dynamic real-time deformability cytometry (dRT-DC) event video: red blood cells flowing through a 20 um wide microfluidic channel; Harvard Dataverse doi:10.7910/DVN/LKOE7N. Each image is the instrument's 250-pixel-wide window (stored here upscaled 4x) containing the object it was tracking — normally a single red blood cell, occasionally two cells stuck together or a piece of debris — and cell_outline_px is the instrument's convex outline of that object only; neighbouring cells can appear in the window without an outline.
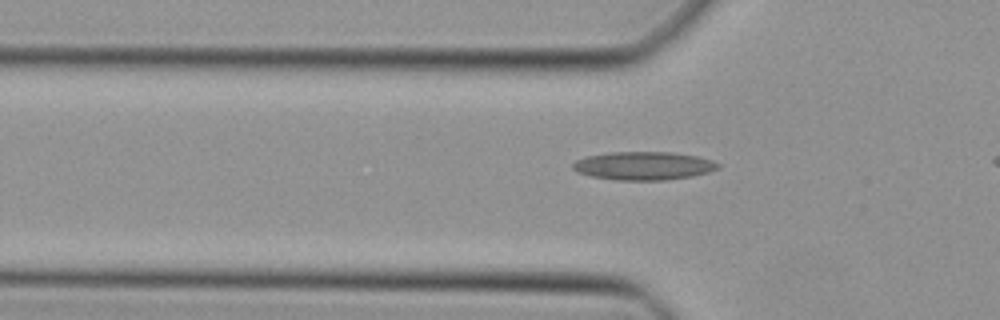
{"species": "Egyptian fruit bat (a non-hibernating species)", "species_latin": "Rousettus aegyptiacus", "temperature_condition": "cold", "stored_images_in_passage": 5, "camera_frame_rate_fps": 3000, "um_per_image_px": 0.085, "animal": {"sex": "female"}, "frame": {"image": 1, "passage_image": 2, "time_ms": 0.333, "image_size_px": [1000, 320], "cell_outline_px": [[720, 168], [708, 172], [692, 176], [668, 180], [616, 180], [588, 176], [576, 172], [572, 168], [572, 164], [576, 160], [588, 156], [612, 152], [672, 152], [696, 156], [712, 160], [720, 164]], "centroid_in_image_um": [54.7, 14.1], "position_along_channel_um": 71.1, "area_um2": 24.04}}